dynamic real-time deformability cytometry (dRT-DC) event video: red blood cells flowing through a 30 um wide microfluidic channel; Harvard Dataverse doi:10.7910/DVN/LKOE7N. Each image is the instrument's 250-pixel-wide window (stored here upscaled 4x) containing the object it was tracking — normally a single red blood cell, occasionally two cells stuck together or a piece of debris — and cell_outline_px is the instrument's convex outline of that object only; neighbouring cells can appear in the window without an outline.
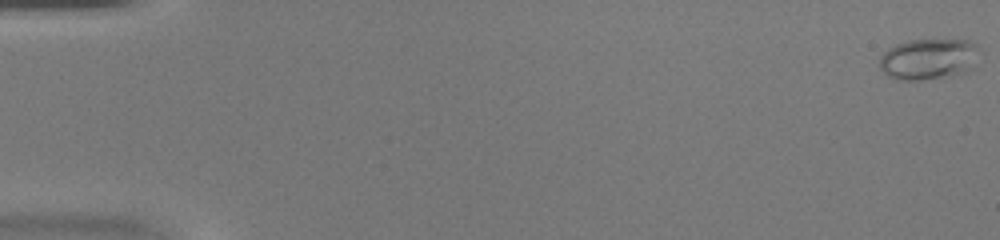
{"species": "common noctule bat (a hibernating species)", "species_latin": "Nyctalus noctula", "temperature_condition": "warm", "stored_images_in_passage": 47, "camera_frame_rate_fps": 3000, "um_per_image_px": 0.085, "animal": {"sex": "female", "body_mass_g": 20.0, "forearm_length_mm": 54.0}, "frame": {"image": 1, "passage_image": 1, "time_ms": 0.0, "image_size_px": [1000, 240], "cell_outline_px": [[980, 48], [972, 68], [964, 72], [920, 80], [896, 80], [888, 76], [880, 68], [880, 56], [888, 48], [896, 44], [908, 40], [968, 40], [976, 44]], "centroid_in_image_um": [78.9, 5.0], "position_along_channel_um": 6.1, "area_um2": 23.7}}
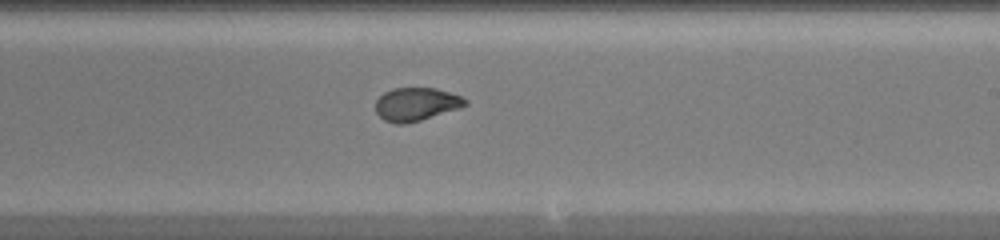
{"frame": {"image": 2, "passage_image": 29, "time_ms": 9.333, "image_size_px": [1000, 240], "cell_outline_px": [[468, 104], [460, 108], [420, 120], [404, 124], [396, 124], [384, 120], [376, 112], [376, 100], [384, 92], [392, 88], [436, 88], [460, 96], [468, 100]], "centroid_in_image_um": [35.37, 8.85], "position_along_channel_um": 253.6, "area_um2": 17.28}}
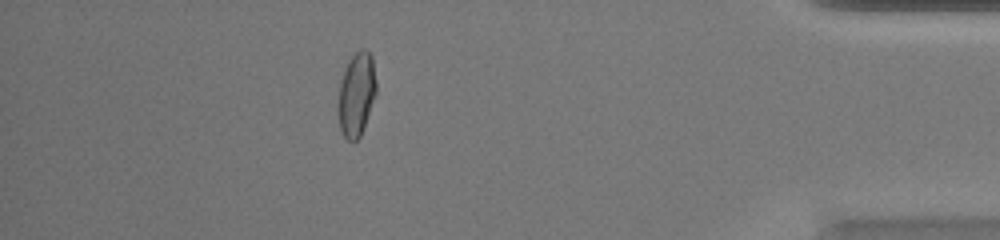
{"frame": {"image": 3, "passage_image": 42, "time_ms": 13.667, "image_size_px": [1000, 240], "cell_outline_px": [[376, 96], [360, 136], [356, 140], [348, 140], [340, 132], [336, 108], [340, 84], [344, 68], [348, 60], [356, 52], [364, 48], [372, 56], [376, 80]], "centroid_in_image_um": [30.28, 8.03], "position_along_channel_um": 404.9, "area_um2": 18.9}}